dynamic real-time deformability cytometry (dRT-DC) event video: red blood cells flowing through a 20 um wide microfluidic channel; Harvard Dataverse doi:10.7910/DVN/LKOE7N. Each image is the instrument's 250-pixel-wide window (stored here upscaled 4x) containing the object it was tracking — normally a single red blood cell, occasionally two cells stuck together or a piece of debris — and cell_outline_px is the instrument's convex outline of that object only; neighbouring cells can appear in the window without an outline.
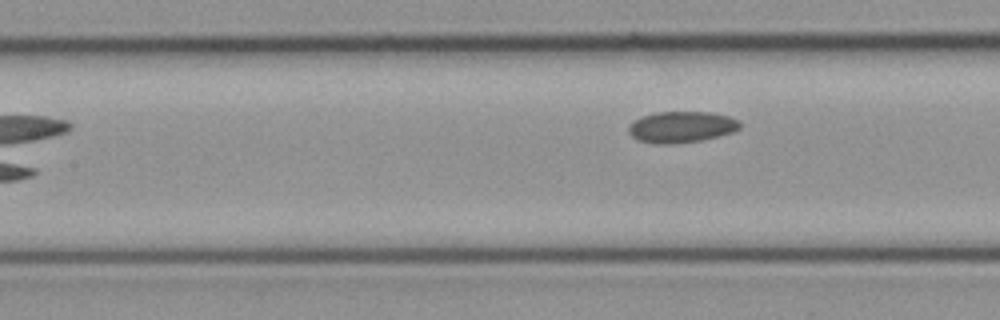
{"species": "common noctule bat (a hibernating species)", "species_latin": "Nyctalus noctula", "temperature_condition": "cold", "stored_images_in_passage": 13, "camera_frame_rate_fps": 3000, "um_per_image_px": 0.085, "animal": {"sex": "female", "body_mass_g": 21.9}, "frame": {"image": 1, "passage_image": 13, "time_ms": 4.0, "image_size_px": [1000, 320], "cell_outline_px": [[740, 128], [732, 132], [700, 140], [676, 144], [652, 144], [636, 140], [628, 132], [628, 128], [636, 120], [644, 116], [656, 112], [712, 112], [728, 116], [740, 120]], "centroid_in_image_um": [57.92, 10.8], "position_along_channel_um": 149.5, "area_um2": 20.23}}